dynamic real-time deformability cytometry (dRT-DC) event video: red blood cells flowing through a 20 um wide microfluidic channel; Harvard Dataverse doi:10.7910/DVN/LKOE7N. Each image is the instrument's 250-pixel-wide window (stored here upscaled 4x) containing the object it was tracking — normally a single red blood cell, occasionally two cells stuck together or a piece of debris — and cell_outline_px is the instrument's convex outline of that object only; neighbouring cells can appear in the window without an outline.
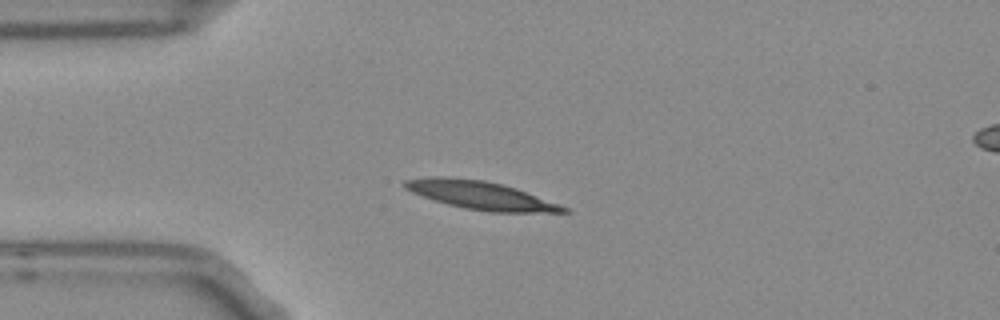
{"species": "Egyptian fruit bat (a non-hibernating species)", "species_latin": "Rousettus aegyptiacus", "temperature_condition": "room temperature", "stored_images_in_passage": 5, "camera_frame_rate_fps": 3000, "um_per_image_px": 0.085, "frame": {"image": 1, "passage_image": 3, "time_ms": 0.667, "image_size_px": [1000, 320], "cell_outline_px": [[572, 212], [488, 212], [464, 208], [448, 204], [412, 192], [404, 188], [404, 180], [432, 176], [444, 176], [484, 180], [504, 184], [516, 188], [560, 204], [568, 208]], "centroid_in_image_um": [40.88, 16.59], "position_along_channel_um": 44.1, "area_um2": 25.95}}
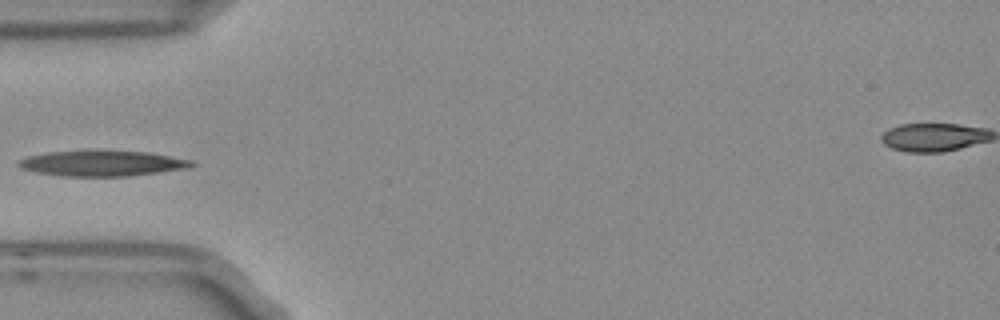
{"frame": {"image": 2, "passage_image": 4, "time_ms": 1.0, "image_size_px": [1000, 320], "cell_outline_px": [[196, 164], [188, 168], [128, 176], [60, 176], [36, 172], [20, 168], [16, 164], [20, 160], [28, 156], [48, 152], [148, 152], [192, 160]], "centroid_in_image_um": [8.68, 13.91], "position_along_channel_um": 76.3, "area_um2": 25.09}}
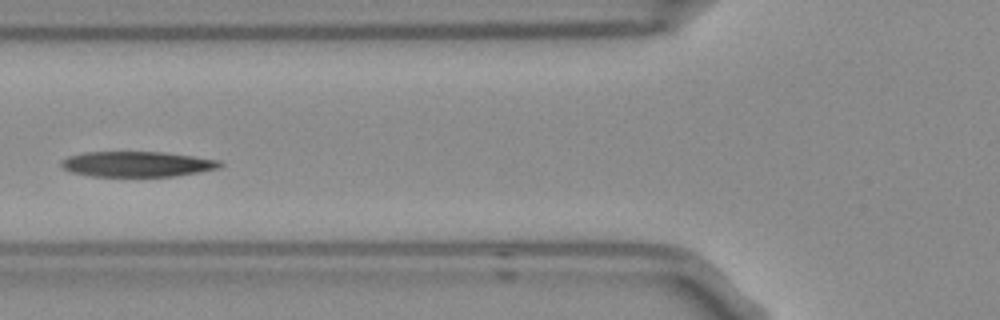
{"frame": {"image": 3, "passage_image": 5, "time_ms": 1.333, "image_size_px": [1000, 320], "cell_outline_px": [[224, 164], [220, 168], [172, 176], [92, 176], [72, 172], [64, 168], [60, 164], [60, 160], [68, 156], [84, 152], [160, 152], [192, 156], [220, 160]], "centroid_in_image_um": [11.63, 13.94], "position_along_channel_um": 114.2, "area_um2": 23.29}}